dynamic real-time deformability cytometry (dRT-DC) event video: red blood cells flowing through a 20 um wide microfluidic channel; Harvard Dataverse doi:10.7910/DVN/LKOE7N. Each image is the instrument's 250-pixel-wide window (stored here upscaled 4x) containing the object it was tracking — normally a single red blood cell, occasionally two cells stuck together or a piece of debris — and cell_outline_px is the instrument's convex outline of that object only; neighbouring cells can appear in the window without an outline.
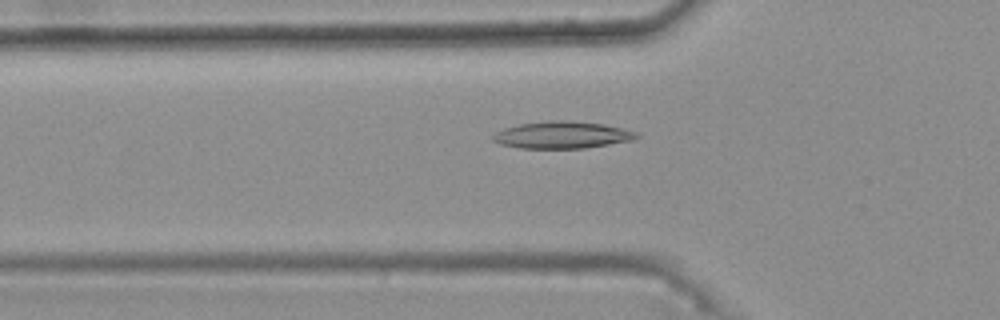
{"species": "common noctule bat (a hibernating species)", "species_latin": "Nyctalus noctula", "temperature_condition": "warm", "stored_images_in_passage": 49, "camera_frame_rate_fps": 3000, "um_per_image_px": 0.085, "animal": {"sex": "female", "body_mass_g": 25.1}, "frame": {"image": 1, "passage_image": 18, "time_ms": 5.667, "image_size_px": [1000, 320], "cell_outline_px": [[640, 136], [632, 140], [584, 148], [520, 148], [500, 144], [492, 140], [488, 136], [504, 128], [520, 124], [548, 120], [568, 120], [604, 124], [636, 132]], "centroid_in_image_um": [47.72, 11.46], "position_along_channel_um": 78.1, "area_um2": 22.6}}
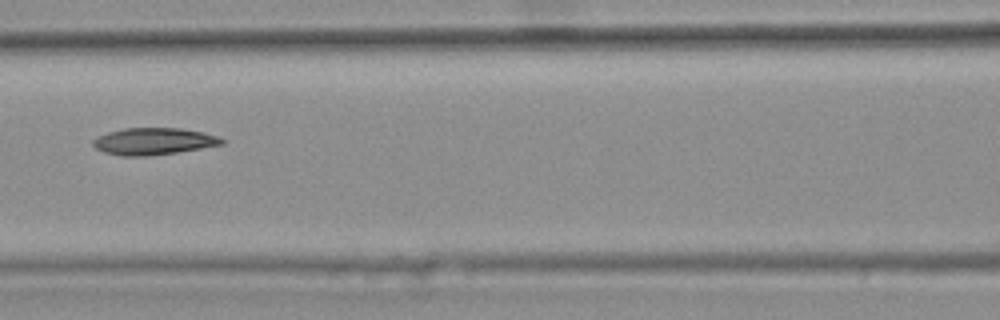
{"frame": {"image": 2, "passage_image": 24, "time_ms": 7.667, "image_size_px": [1000, 320], "cell_outline_px": [[224, 144], [176, 152], [148, 156], [120, 156], [104, 152], [96, 148], [92, 144], [92, 140], [96, 136], [108, 132], [124, 128], [180, 128], [204, 132], [220, 136], [224, 140]], "centroid_in_image_um": [13.04, 12.0], "position_along_channel_um": 153.6, "area_um2": 20.29}}
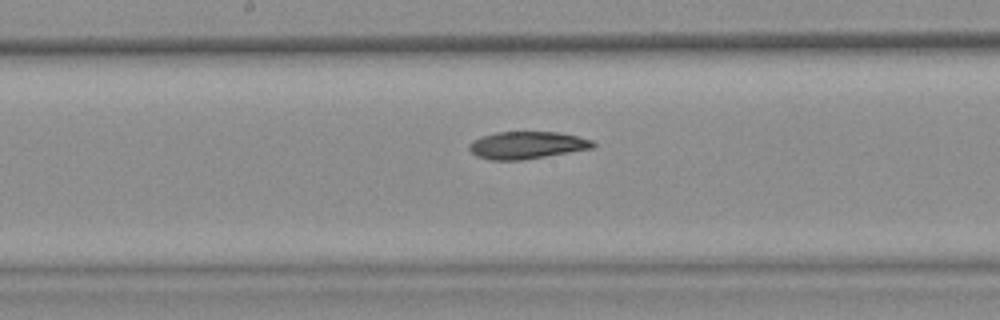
{"frame": {"image": 3, "passage_image": 28, "time_ms": 9.0, "image_size_px": [1000, 320], "cell_outline_px": [[596, 144], [592, 148], [520, 160], [492, 160], [476, 156], [468, 148], [468, 144], [472, 140], [480, 136], [496, 132], [560, 132], [592, 140]], "centroid_in_image_um": [44.73, 12.33], "position_along_channel_um": 203.5, "area_um2": 19.59}}